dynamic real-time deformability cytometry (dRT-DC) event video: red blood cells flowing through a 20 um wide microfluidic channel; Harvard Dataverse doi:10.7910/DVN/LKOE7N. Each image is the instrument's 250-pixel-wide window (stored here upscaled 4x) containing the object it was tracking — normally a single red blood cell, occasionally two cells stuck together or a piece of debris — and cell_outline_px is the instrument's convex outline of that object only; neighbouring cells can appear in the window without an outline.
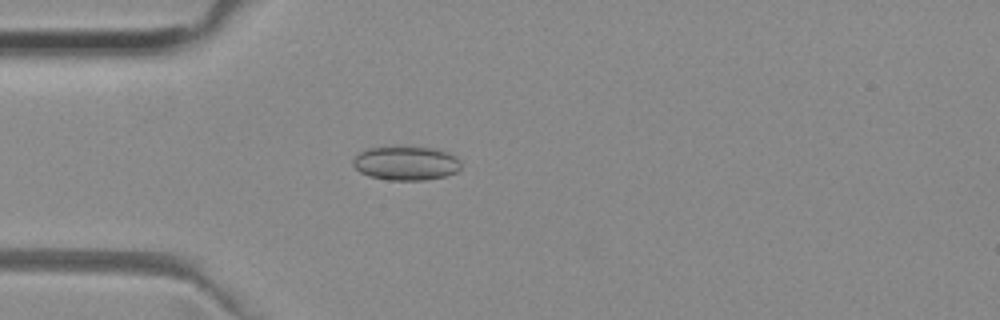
{"species": "common noctule bat (a hibernating species)", "species_latin": "Nyctalus noctula", "temperature_condition": "room temperature", "stored_images_in_passage": 3, "camera_frame_rate_fps": 3000, "um_per_image_px": 0.085, "animal": {"sex": "female", "body_mass_g": 29.2, "forearm_length_mm": 56.3}, "frame": {"image": 1, "passage_image": 3, "time_ms": 0.667, "image_size_px": [1000, 320], "cell_outline_px": [[460, 168], [456, 172], [444, 176], [424, 180], [388, 180], [368, 176], [360, 172], [352, 164], [352, 160], [360, 152], [372, 148], [432, 148], [448, 152], [456, 156], [460, 160]], "centroid_in_image_um": [34.52, 13.9], "position_along_channel_um": 50.5, "area_um2": 21.04}}